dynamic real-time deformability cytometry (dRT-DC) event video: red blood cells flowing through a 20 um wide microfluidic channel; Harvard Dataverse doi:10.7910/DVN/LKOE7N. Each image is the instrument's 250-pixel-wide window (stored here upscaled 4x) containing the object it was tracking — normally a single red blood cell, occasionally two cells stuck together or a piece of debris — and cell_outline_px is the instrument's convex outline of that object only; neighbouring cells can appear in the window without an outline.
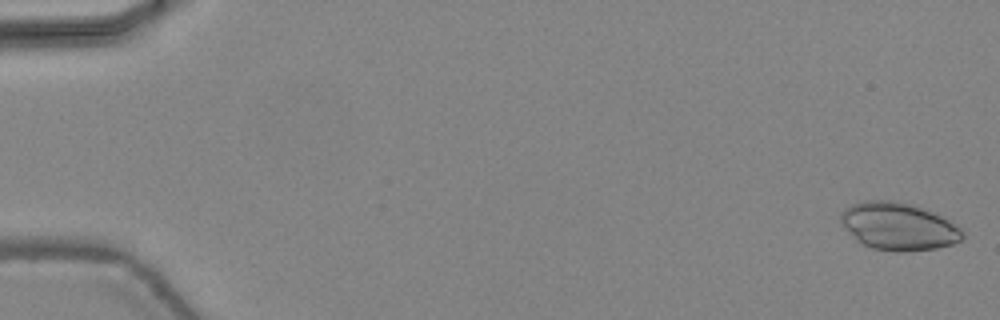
{"species": "common noctule bat (a hibernating species)", "species_latin": "Nyctalus noctula", "temperature_condition": "warm", "stored_images_in_passage": 47, "camera_frame_rate_fps": 3000, "um_per_image_px": 0.085, "animal": {"sex": "female", "body_mass_g": 24.6, "forearm_length_mm": 56.2}, "frame": {"image": 1, "passage_image": 1, "time_ms": 0.0, "image_size_px": [1000, 320], "cell_outline_px": [[964, 236], [960, 240], [952, 244], [936, 248], [904, 252], [896, 252], [872, 248], [860, 244], [840, 224], [840, 212], [852, 204], [864, 200], [892, 200], [912, 204], [932, 212], [948, 220], [960, 228], [964, 232]], "centroid_in_image_um": [76.32, 19.24], "position_along_channel_um": 8.7, "area_um2": 33.87}}
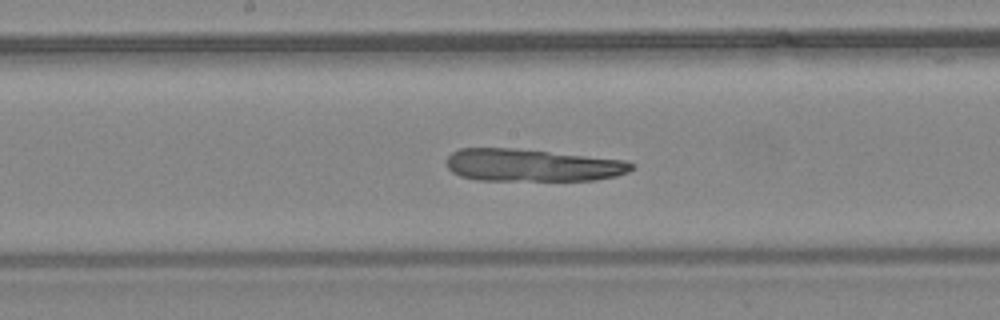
{"frame": {"image": 2, "passage_image": 25, "time_ms": 8.0, "image_size_px": [1000, 320], "cell_outline_px": [[636, 164], [628, 172], [616, 176], [596, 180], [476, 180], [460, 176], [452, 172], [448, 168], [448, 156], [452, 152], [460, 148], [516, 148], [624, 160]], "centroid_in_image_um": [45.23, 14.04], "position_along_channel_um": 203.0, "area_um2": 34.91}}